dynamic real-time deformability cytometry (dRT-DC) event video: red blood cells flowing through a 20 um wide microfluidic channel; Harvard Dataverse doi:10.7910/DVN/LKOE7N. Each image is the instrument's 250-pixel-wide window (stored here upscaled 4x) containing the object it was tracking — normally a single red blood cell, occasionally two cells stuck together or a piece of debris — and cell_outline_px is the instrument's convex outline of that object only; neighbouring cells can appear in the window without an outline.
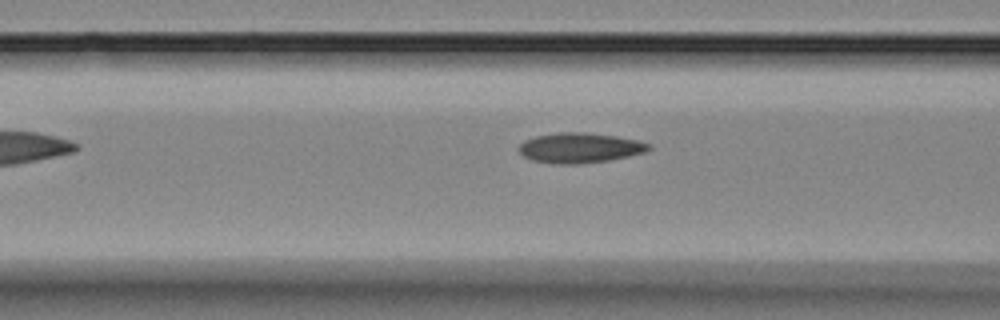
{"species": "Egyptian fruit bat (a non-hibernating species)", "species_latin": "Rousettus aegyptiacus", "temperature_condition": "room temperature", "stored_images_in_passage": 6, "camera_frame_rate_fps": 3000, "um_per_image_px": 0.085, "animal": {"sex": "female"}, "frame": {"image": 1, "passage_image": 4, "time_ms": 1.0, "image_size_px": [1000, 320], "cell_outline_px": [[652, 148], [644, 152], [628, 156], [608, 160], [580, 164], [556, 164], [532, 160], [524, 156], [520, 152], [520, 144], [524, 140], [536, 136], [556, 132], [584, 132], [616, 136], [636, 140], [652, 144]], "centroid_in_image_um": [49.29, 12.56], "position_along_channel_um": 117.3, "area_um2": 22.72}}